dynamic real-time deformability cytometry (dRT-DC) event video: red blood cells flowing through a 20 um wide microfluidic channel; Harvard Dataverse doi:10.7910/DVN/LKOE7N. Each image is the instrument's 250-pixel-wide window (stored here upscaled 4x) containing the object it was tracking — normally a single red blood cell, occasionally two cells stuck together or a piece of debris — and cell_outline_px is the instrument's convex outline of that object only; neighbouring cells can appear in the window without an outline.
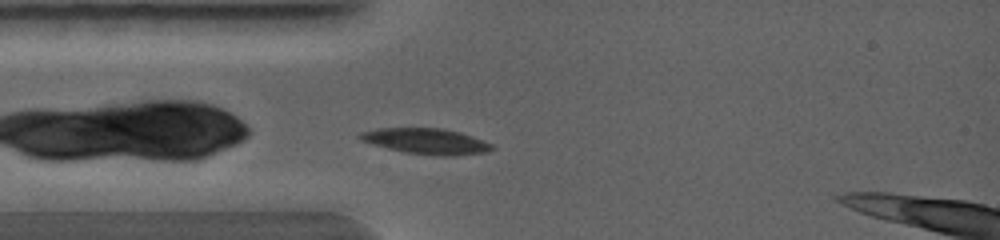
{"species": "common noctule bat (a hibernating species)", "species_latin": "Nyctalus noctula", "temperature_condition": "warm", "stored_images_in_passage": 1, "camera_frame_rate_fps": 5000, "um_per_image_px": 0.085, "animal": {"sex": "female", "body_mass_g": 19.0, "forearm_length_mm": 56.7}, "frame": {"image": 1, "passage_image": 1, "time_ms": 0.0, "image_size_px": [1000, 240], "cell_outline_px": [[496, 148], [488, 152], [456, 156], [440, 156], [404, 152], [372, 144], [360, 140], [356, 136], [360, 132], [376, 128], [440, 128], [460, 132], [484, 140], [492, 144]], "centroid_in_image_um": [36.24, 12.01], "position_along_channel_um": 48.8, "area_um2": 20.0}}